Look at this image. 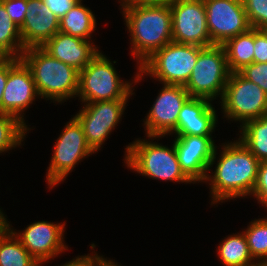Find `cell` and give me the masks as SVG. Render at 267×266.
Returning a JSON list of instances; mask_svg holds the SVG:
<instances>
[{"instance_id": "cell-38", "label": "cell", "mask_w": 267, "mask_h": 266, "mask_svg": "<svg viewBox=\"0 0 267 266\" xmlns=\"http://www.w3.org/2000/svg\"><path fill=\"white\" fill-rule=\"evenodd\" d=\"M6 215L3 210L0 208V230L6 225Z\"/></svg>"}, {"instance_id": "cell-23", "label": "cell", "mask_w": 267, "mask_h": 266, "mask_svg": "<svg viewBox=\"0 0 267 266\" xmlns=\"http://www.w3.org/2000/svg\"><path fill=\"white\" fill-rule=\"evenodd\" d=\"M0 266H43L5 225L0 230Z\"/></svg>"}, {"instance_id": "cell-27", "label": "cell", "mask_w": 267, "mask_h": 266, "mask_svg": "<svg viewBox=\"0 0 267 266\" xmlns=\"http://www.w3.org/2000/svg\"><path fill=\"white\" fill-rule=\"evenodd\" d=\"M243 233L251 256L257 263H262L267 258V218H255Z\"/></svg>"}, {"instance_id": "cell-39", "label": "cell", "mask_w": 267, "mask_h": 266, "mask_svg": "<svg viewBox=\"0 0 267 266\" xmlns=\"http://www.w3.org/2000/svg\"><path fill=\"white\" fill-rule=\"evenodd\" d=\"M267 37V26L260 29Z\"/></svg>"}, {"instance_id": "cell-37", "label": "cell", "mask_w": 267, "mask_h": 266, "mask_svg": "<svg viewBox=\"0 0 267 266\" xmlns=\"http://www.w3.org/2000/svg\"><path fill=\"white\" fill-rule=\"evenodd\" d=\"M97 266H122V265H118L117 262H115V260H111V259H107V258H104L102 257L99 262H98V265Z\"/></svg>"}, {"instance_id": "cell-36", "label": "cell", "mask_w": 267, "mask_h": 266, "mask_svg": "<svg viewBox=\"0 0 267 266\" xmlns=\"http://www.w3.org/2000/svg\"><path fill=\"white\" fill-rule=\"evenodd\" d=\"M8 79V58H0V112H2L3 91Z\"/></svg>"}, {"instance_id": "cell-11", "label": "cell", "mask_w": 267, "mask_h": 266, "mask_svg": "<svg viewBox=\"0 0 267 266\" xmlns=\"http://www.w3.org/2000/svg\"><path fill=\"white\" fill-rule=\"evenodd\" d=\"M172 41L181 44L211 46L203 0H173Z\"/></svg>"}, {"instance_id": "cell-40", "label": "cell", "mask_w": 267, "mask_h": 266, "mask_svg": "<svg viewBox=\"0 0 267 266\" xmlns=\"http://www.w3.org/2000/svg\"><path fill=\"white\" fill-rule=\"evenodd\" d=\"M254 266H266V265H264L263 263H257V264L254 265Z\"/></svg>"}, {"instance_id": "cell-4", "label": "cell", "mask_w": 267, "mask_h": 266, "mask_svg": "<svg viewBox=\"0 0 267 266\" xmlns=\"http://www.w3.org/2000/svg\"><path fill=\"white\" fill-rule=\"evenodd\" d=\"M146 137L148 140L136 138L126 145L124 164L128 169L152 180L174 181L179 184L193 183L181 170L174 142L171 147H168L162 143L153 142L163 136Z\"/></svg>"}, {"instance_id": "cell-34", "label": "cell", "mask_w": 267, "mask_h": 266, "mask_svg": "<svg viewBox=\"0 0 267 266\" xmlns=\"http://www.w3.org/2000/svg\"><path fill=\"white\" fill-rule=\"evenodd\" d=\"M94 254V255H93ZM102 255H98L97 252L95 253L92 251V253L88 255H82V256H76L70 261H67L64 264L58 265V266H97L99 260L102 258Z\"/></svg>"}, {"instance_id": "cell-7", "label": "cell", "mask_w": 267, "mask_h": 266, "mask_svg": "<svg viewBox=\"0 0 267 266\" xmlns=\"http://www.w3.org/2000/svg\"><path fill=\"white\" fill-rule=\"evenodd\" d=\"M230 71L222 45L204 47L198 55L190 78L184 85L190 97L213 102L222 98Z\"/></svg>"}, {"instance_id": "cell-29", "label": "cell", "mask_w": 267, "mask_h": 266, "mask_svg": "<svg viewBox=\"0 0 267 266\" xmlns=\"http://www.w3.org/2000/svg\"><path fill=\"white\" fill-rule=\"evenodd\" d=\"M239 73L247 80L259 85L267 94V63L253 62L245 66Z\"/></svg>"}, {"instance_id": "cell-3", "label": "cell", "mask_w": 267, "mask_h": 266, "mask_svg": "<svg viewBox=\"0 0 267 266\" xmlns=\"http://www.w3.org/2000/svg\"><path fill=\"white\" fill-rule=\"evenodd\" d=\"M21 59L31 70L41 99L61 104L76 98L79 88V71L53 58L41 47L23 51Z\"/></svg>"}, {"instance_id": "cell-22", "label": "cell", "mask_w": 267, "mask_h": 266, "mask_svg": "<svg viewBox=\"0 0 267 266\" xmlns=\"http://www.w3.org/2000/svg\"><path fill=\"white\" fill-rule=\"evenodd\" d=\"M223 266H254L257 262L249 252L243 231L224 237L216 248Z\"/></svg>"}, {"instance_id": "cell-12", "label": "cell", "mask_w": 267, "mask_h": 266, "mask_svg": "<svg viewBox=\"0 0 267 266\" xmlns=\"http://www.w3.org/2000/svg\"><path fill=\"white\" fill-rule=\"evenodd\" d=\"M65 225V222L35 221L17 232L6 218V226L41 265L68 250L64 240Z\"/></svg>"}, {"instance_id": "cell-28", "label": "cell", "mask_w": 267, "mask_h": 266, "mask_svg": "<svg viewBox=\"0 0 267 266\" xmlns=\"http://www.w3.org/2000/svg\"><path fill=\"white\" fill-rule=\"evenodd\" d=\"M251 28L267 26V0H242Z\"/></svg>"}, {"instance_id": "cell-10", "label": "cell", "mask_w": 267, "mask_h": 266, "mask_svg": "<svg viewBox=\"0 0 267 266\" xmlns=\"http://www.w3.org/2000/svg\"><path fill=\"white\" fill-rule=\"evenodd\" d=\"M129 99L84 103L75 114L90 148L97 153L122 120ZM127 105V106H126Z\"/></svg>"}, {"instance_id": "cell-13", "label": "cell", "mask_w": 267, "mask_h": 266, "mask_svg": "<svg viewBox=\"0 0 267 266\" xmlns=\"http://www.w3.org/2000/svg\"><path fill=\"white\" fill-rule=\"evenodd\" d=\"M211 46L247 32L251 26L242 0H203Z\"/></svg>"}, {"instance_id": "cell-5", "label": "cell", "mask_w": 267, "mask_h": 266, "mask_svg": "<svg viewBox=\"0 0 267 266\" xmlns=\"http://www.w3.org/2000/svg\"><path fill=\"white\" fill-rule=\"evenodd\" d=\"M112 61L99 51L91 62L79 72L77 96L81 105L105 100L130 99L134 95L136 74L133 80H122ZM132 81V82H131ZM134 87V88H133Z\"/></svg>"}, {"instance_id": "cell-6", "label": "cell", "mask_w": 267, "mask_h": 266, "mask_svg": "<svg viewBox=\"0 0 267 266\" xmlns=\"http://www.w3.org/2000/svg\"><path fill=\"white\" fill-rule=\"evenodd\" d=\"M204 47L169 42L158 49L139 68L135 85L148 75L161 84L185 85Z\"/></svg>"}, {"instance_id": "cell-21", "label": "cell", "mask_w": 267, "mask_h": 266, "mask_svg": "<svg viewBox=\"0 0 267 266\" xmlns=\"http://www.w3.org/2000/svg\"><path fill=\"white\" fill-rule=\"evenodd\" d=\"M230 73L254 62V28L228 39L223 45Z\"/></svg>"}, {"instance_id": "cell-2", "label": "cell", "mask_w": 267, "mask_h": 266, "mask_svg": "<svg viewBox=\"0 0 267 266\" xmlns=\"http://www.w3.org/2000/svg\"><path fill=\"white\" fill-rule=\"evenodd\" d=\"M130 34L131 56L140 67L158 49L172 42V15L167 5H138L121 8Z\"/></svg>"}, {"instance_id": "cell-19", "label": "cell", "mask_w": 267, "mask_h": 266, "mask_svg": "<svg viewBox=\"0 0 267 266\" xmlns=\"http://www.w3.org/2000/svg\"><path fill=\"white\" fill-rule=\"evenodd\" d=\"M50 56L82 71L99 53L93 41L71 36L58 31L42 47Z\"/></svg>"}, {"instance_id": "cell-33", "label": "cell", "mask_w": 267, "mask_h": 266, "mask_svg": "<svg viewBox=\"0 0 267 266\" xmlns=\"http://www.w3.org/2000/svg\"><path fill=\"white\" fill-rule=\"evenodd\" d=\"M43 3L61 19L80 0H42Z\"/></svg>"}, {"instance_id": "cell-1", "label": "cell", "mask_w": 267, "mask_h": 266, "mask_svg": "<svg viewBox=\"0 0 267 266\" xmlns=\"http://www.w3.org/2000/svg\"><path fill=\"white\" fill-rule=\"evenodd\" d=\"M220 147L222 151L219 155L217 152L219 147L216 146L214 150L203 182L209 185L211 204L217 205L220 202L236 200L235 198L251 197L256 185L260 161L239 138L222 143ZM213 164H216L215 170L211 172Z\"/></svg>"}, {"instance_id": "cell-25", "label": "cell", "mask_w": 267, "mask_h": 266, "mask_svg": "<svg viewBox=\"0 0 267 266\" xmlns=\"http://www.w3.org/2000/svg\"><path fill=\"white\" fill-rule=\"evenodd\" d=\"M24 50L20 29L0 1V58H21Z\"/></svg>"}, {"instance_id": "cell-30", "label": "cell", "mask_w": 267, "mask_h": 266, "mask_svg": "<svg viewBox=\"0 0 267 266\" xmlns=\"http://www.w3.org/2000/svg\"><path fill=\"white\" fill-rule=\"evenodd\" d=\"M254 200L267 208V161L260 162L256 185L252 191Z\"/></svg>"}, {"instance_id": "cell-18", "label": "cell", "mask_w": 267, "mask_h": 266, "mask_svg": "<svg viewBox=\"0 0 267 266\" xmlns=\"http://www.w3.org/2000/svg\"><path fill=\"white\" fill-rule=\"evenodd\" d=\"M205 98L190 97L182 106L172 135L212 136L218 122L217 110Z\"/></svg>"}, {"instance_id": "cell-24", "label": "cell", "mask_w": 267, "mask_h": 266, "mask_svg": "<svg viewBox=\"0 0 267 266\" xmlns=\"http://www.w3.org/2000/svg\"><path fill=\"white\" fill-rule=\"evenodd\" d=\"M239 129V140L260 162L267 161V114L245 122Z\"/></svg>"}, {"instance_id": "cell-31", "label": "cell", "mask_w": 267, "mask_h": 266, "mask_svg": "<svg viewBox=\"0 0 267 266\" xmlns=\"http://www.w3.org/2000/svg\"><path fill=\"white\" fill-rule=\"evenodd\" d=\"M11 20L20 28L25 20L27 0H0Z\"/></svg>"}, {"instance_id": "cell-9", "label": "cell", "mask_w": 267, "mask_h": 266, "mask_svg": "<svg viewBox=\"0 0 267 266\" xmlns=\"http://www.w3.org/2000/svg\"><path fill=\"white\" fill-rule=\"evenodd\" d=\"M220 103L223 117L240 126L267 114V94L239 72L230 73Z\"/></svg>"}, {"instance_id": "cell-32", "label": "cell", "mask_w": 267, "mask_h": 266, "mask_svg": "<svg viewBox=\"0 0 267 266\" xmlns=\"http://www.w3.org/2000/svg\"><path fill=\"white\" fill-rule=\"evenodd\" d=\"M254 62L267 63V37L256 28H254Z\"/></svg>"}, {"instance_id": "cell-16", "label": "cell", "mask_w": 267, "mask_h": 266, "mask_svg": "<svg viewBox=\"0 0 267 266\" xmlns=\"http://www.w3.org/2000/svg\"><path fill=\"white\" fill-rule=\"evenodd\" d=\"M181 170L193 182H204L216 148L212 136L174 135Z\"/></svg>"}, {"instance_id": "cell-20", "label": "cell", "mask_w": 267, "mask_h": 266, "mask_svg": "<svg viewBox=\"0 0 267 266\" xmlns=\"http://www.w3.org/2000/svg\"><path fill=\"white\" fill-rule=\"evenodd\" d=\"M80 0L61 19L59 31L71 36L91 41L92 33L96 30L97 20L93 11Z\"/></svg>"}, {"instance_id": "cell-14", "label": "cell", "mask_w": 267, "mask_h": 266, "mask_svg": "<svg viewBox=\"0 0 267 266\" xmlns=\"http://www.w3.org/2000/svg\"><path fill=\"white\" fill-rule=\"evenodd\" d=\"M40 98L29 67L21 58H8V79L3 91L2 113L18 118L27 127L25 111Z\"/></svg>"}, {"instance_id": "cell-15", "label": "cell", "mask_w": 267, "mask_h": 266, "mask_svg": "<svg viewBox=\"0 0 267 266\" xmlns=\"http://www.w3.org/2000/svg\"><path fill=\"white\" fill-rule=\"evenodd\" d=\"M189 98L190 95L183 85L162 84L143 120L145 136H170L177 128L179 112Z\"/></svg>"}, {"instance_id": "cell-8", "label": "cell", "mask_w": 267, "mask_h": 266, "mask_svg": "<svg viewBox=\"0 0 267 266\" xmlns=\"http://www.w3.org/2000/svg\"><path fill=\"white\" fill-rule=\"evenodd\" d=\"M95 153L87 143L83 128L75 117L65 124L53 147V155L46 172L48 189L66 180L76 165Z\"/></svg>"}, {"instance_id": "cell-26", "label": "cell", "mask_w": 267, "mask_h": 266, "mask_svg": "<svg viewBox=\"0 0 267 266\" xmlns=\"http://www.w3.org/2000/svg\"><path fill=\"white\" fill-rule=\"evenodd\" d=\"M29 130L15 116L0 112V154L22 146Z\"/></svg>"}, {"instance_id": "cell-41", "label": "cell", "mask_w": 267, "mask_h": 266, "mask_svg": "<svg viewBox=\"0 0 267 266\" xmlns=\"http://www.w3.org/2000/svg\"><path fill=\"white\" fill-rule=\"evenodd\" d=\"M262 263L267 266V258Z\"/></svg>"}, {"instance_id": "cell-35", "label": "cell", "mask_w": 267, "mask_h": 266, "mask_svg": "<svg viewBox=\"0 0 267 266\" xmlns=\"http://www.w3.org/2000/svg\"><path fill=\"white\" fill-rule=\"evenodd\" d=\"M121 1V2H120ZM118 0L121 8L138 5H167L173 0Z\"/></svg>"}, {"instance_id": "cell-17", "label": "cell", "mask_w": 267, "mask_h": 266, "mask_svg": "<svg viewBox=\"0 0 267 266\" xmlns=\"http://www.w3.org/2000/svg\"><path fill=\"white\" fill-rule=\"evenodd\" d=\"M27 10L19 28L24 48L42 47L59 31V18L42 0H27Z\"/></svg>"}]
</instances>
